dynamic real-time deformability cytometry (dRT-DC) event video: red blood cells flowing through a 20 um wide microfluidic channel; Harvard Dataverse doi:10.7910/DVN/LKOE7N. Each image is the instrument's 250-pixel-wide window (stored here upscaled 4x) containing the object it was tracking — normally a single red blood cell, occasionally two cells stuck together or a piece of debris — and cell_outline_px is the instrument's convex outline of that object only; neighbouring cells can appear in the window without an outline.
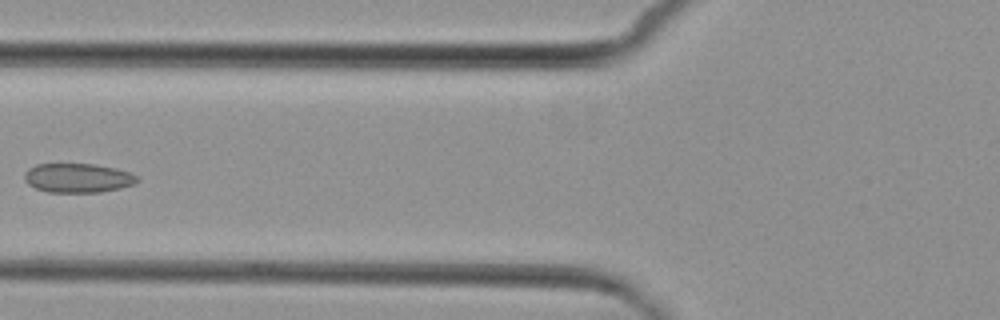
{"species": "common noctule bat (a hibernating species)", "species_latin": "Nyctalus noctula", "temperature_condition": "cold", "stored_images_in_passage": 6, "camera_frame_rate_fps": 3000, "um_per_image_px": 0.085, "animal": {"sex": "female", "body_mass_g": 29.2, "forearm_length_mm": 56.3}, "frame": {"image": 1, "passage_image": 6, "time_ms": 6.667, "image_size_px": [1000, 320], "cell_outline_px": [[140, 180], [136, 184], [120, 188], [100, 192], [48, 192], [36, 188], [28, 184], [24, 180], [24, 172], [28, 168], [36, 164], [96, 164], [116, 168], [128, 172], [136, 176]], "centroid_in_image_um": [6.61, 15.12], "position_along_channel_um": 119.2, "area_um2": 19.31}}